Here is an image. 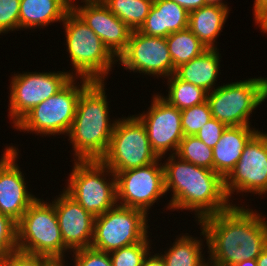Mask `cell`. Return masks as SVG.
<instances>
[{"label": "cell", "mask_w": 267, "mask_h": 266, "mask_svg": "<svg viewBox=\"0 0 267 266\" xmlns=\"http://www.w3.org/2000/svg\"><path fill=\"white\" fill-rule=\"evenodd\" d=\"M104 81H92L80 94L69 140L77 161L101 160L107 152L116 121L109 122Z\"/></svg>", "instance_id": "obj_3"}, {"label": "cell", "mask_w": 267, "mask_h": 266, "mask_svg": "<svg viewBox=\"0 0 267 266\" xmlns=\"http://www.w3.org/2000/svg\"><path fill=\"white\" fill-rule=\"evenodd\" d=\"M158 159L161 158L152 150L145 126L136 116L117 119L109 147L101 159L115 175Z\"/></svg>", "instance_id": "obj_9"}, {"label": "cell", "mask_w": 267, "mask_h": 266, "mask_svg": "<svg viewBox=\"0 0 267 266\" xmlns=\"http://www.w3.org/2000/svg\"><path fill=\"white\" fill-rule=\"evenodd\" d=\"M267 98V78H251L214 87L207 94L212 118L227 126H250L252 111Z\"/></svg>", "instance_id": "obj_6"}, {"label": "cell", "mask_w": 267, "mask_h": 266, "mask_svg": "<svg viewBox=\"0 0 267 266\" xmlns=\"http://www.w3.org/2000/svg\"><path fill=\"white\" fill-rule=\"evenodd\" d=\"M74 255L75 266H112L109 253L93 247L74 250Z\"/></svg>", "instance_id": "obj_33"}, {"label": "cell", "mask_w": 267, "mask_h": 266, "mask_svg": "<svg viewBox=\"0 0 267 266\" xmlns=\"http://www.w3.org/2000/svg\"><path fill=\"white\" fill-rule=\"evenodd\" d=\"M228 8L207 4L189 12L188 28L207 48H216L214 42L228 17Z\"/></svg>", "instance_id": "obj_23"}, {"label": "cell", "mask_w": 267, "mask_h": 266, "mask_svg": "<svg viewBox=\"0 0 267 266\" xmlns=\"http://www.w3.org/2000/svg\"><path fill=\"white\" fill-rule=\"evenodd\" d=\"M83 2H85L84 6L79 5V7L71 3V9L117 58L126 49L132 30L114 15L102 0Z\"/></svg>", "instance_id": "obj_16"}, {"label": "cell", "mask_w": 267, "mask_h": 266, "mask_svg": "<svg viewBox=\"0 0 267 266\" xmlns=\"http://www.w3.org/2000/svg\"><path fill=\"white\" fill-rule=\"evenodd\" d=\"M131 71L170 77L175 73L166 38L153 37L133 30L126 49L117 58Z\"/></svg>", "instance_id": "obj_14"}, {"label": "cell", "mask_w": 267, "mask_h": 266, "mask_svg": "<svg viewBox=\"0 0 267 266\" xmlns=\"http://www.w3.org/2000/svg\"><path fill=\"white\" fill-rule=\"evenodd\" d=\"M142 266H166L161 255L155 254L150 257H145Z\"/></svg>", "instance_id": "obj_38"}, {"label": "cell", "mask_w": 267, "mask_h": 266, "mask_svg": "<svg viewBox=\"0 0 267 266\" xmlns=\"http://www.w3.org/2000/svg\"><path fill=\"white\" fill-rule=\"evenodd\" d=\"M71 3L69 0H21L19 29H33L63 21L71 10Z\"/></svg>", "instance_id": "obj_21"}, {"label": "cell", "mask_w": 267, "mask_h": 266, "mask_svg": "<svg viewBox=\"0 0 267 266\" xmlns=\"http://www.w3.org/2000/svg\"><path fill=\"white\" fill-rule=\"evenodd\" d=\"M64 258H48L44 263L43 266H65Z\"/></svg>", "instance_id": "obj_39"}, {"label": "cell", "mask_w": 267, "mask_h": 266, "mask_svg": "<svg viewBox=\"0 0 267 266\" xmlns=\"http://www.w3.org/2000/svg\"><path fill=\"white\" fill-rule=\"evenodd\" d=\"M202 244L191 236L179 237L164 255L161 254L166 266H204Z\"/></svg>", "instance_id": "obj_25"}, {"label": "cell", "mask_w": 267, "mask_h": 266, "mask_svg": "<svg viewBox=\"0 0 267 266\" xmlns=\"http://www.w3.org/2000/svg\"><path fill=\"white\" fill-rule=\"evenodd\" d=\"M257 131L250 126H227L213 148V170L223 179L234 169L244 146Z\"/></svg>", "instance_id": "obj_20"}, {"label": "cell", "mask_w": 267, "mask_h": 266, "mask_svg": "<svg viewBox=\"0 0 267 266\" xmlns=\"http://www.w3.org/2000/svg\"><path fill=\"white\" fill-rule=\"evenodd\" d=\"M109 10L132 31L139 30L149 14L153 0H102Z\"/></svg>", "instance_id": "obj_26"}, {"label": "cell", "mask_w": 267, "mask_h": 266, "mask_svg": "<svg viewBox=\"0 0 267 266\" xmlns=\"http://www.w3.org/2000/svg\"><path fill=\"white\" fill-rule=\"evenodd\" d=\"M206 4L228 7L227 4L225 5L222 0H206Z\"/></svg>", "instance_id": "obj_42"}, {"label": "cell", "mask_w": 267, "mask_h": 266, "mask_svg": "<svg viewBox=\"0 0 267 266\" xmlns=\"http://www.w3.org/2000/svg\"><path fill=\"white\" fill-rule=\"evenodd\" d=\"M17 223L0 213V262L17 250Z\"/></svg>", "instance_id": "obj_31"}, {"label": "cell", "mask_w": 267, "mask_h": 266, "mask_svg": "<svg viewBox=\"0 0 267 266\" xmlns=\"http://www.w3.org/2000/svg\"><path fill=\"white\" fill-rule=\"evenodd\" d=\"M168 79V96L163 99L177 109L183 110L207 101L208 92L203 88L180 80L174 74Z\"/></svg>", "instance_id": "obj_27"}, {"label": "cell", "mask_w": 267, "mask_h": 266, "mask_svg": "<svg viewBox=\"0 0 267 266\" xmlns=\"http://www.w3.org/2000/svg\"><path fill=\"white\" fill-rule=\"evenodd\" d=\"M177 158L171 154L163 165L166 193L169 188L173 192L167 208L195 210L200 221L233 205H230L224 179L219 174Z\"/></svg>", "instance_id": "obj_2"}, {"label": "cell", "mask_w": 267, "mask_h": 266, "mask_svg": "<svg viewBox=\"0 0 267 266\" xmlns=\"http://www.w3.org/2000/svg\"><path fill=\"white\" fill-rule=\"evenodd\" d=\"M69 57L77 76L91 81H104L115 56L71 9L63 20Z\"/></svg>", "instance_id": "obj_4"}, {"label": "cell", "mask_w": 267, "mask_h": 266, "mask_svg": "<svg viewBox=\"0 0 267 266\" xmlns=\"http://www.w3.org/2000/svg\"><path fill=\"white\" fill-rule=\"evenodd\" d=\"M198 222L210 250L208 261L215 266L257 259L267 246V221L243 206L232 205Z\"/></svg>", "instance_id": "obj_1"}, {"label": "cell", "mask_w": 267, "mask_h": 266, "mask_svg": "<svg viewBox=\"0 0 267 266\" xmlns=\"http://www.w3.org/2000/svg\"><path fill=\"white\" fill-rule=\"evenodd\" d=\"M166 42L174 69L208 49L189 28L169 34Z\"/></svg>", "instance_id": "obj_24"}, {"label": "cell", "mask_w": 267, "mask_h": 266, "mask_svg": "<svg viewBox=\"0 0 267 266\" xmlns=\"http://www.w3.org/2000/svg\"><path fill=\"white\" fill-rule=\"evenodd\" d=\"M227 125L219 120L212 118L198 131L195 135L198 139L204 142L208 147L214 148L220 140Z\"/></svg>", "instance_id": "obj_34"}, {"label": "cell", "mask_w": 267, "mask_h": 266, "mask_svg": "<svg viewBox=\"0 0 267 266\" xmlns=\"http://www.w3.org/2000/svg\"><path fill=\"white\" fill-rule=\"evenodd\" d=\"M153 162L147 166L132 168L116 174L117 203L135 208L147 214L149 207L165 195L163 164Z\"/></svg>", "instance_id": "obj_11"}, {"label": "cell", "mask_w": 267, "mask_h": 266, "mask_svg": "<svg viewBox=\"0 0 267 266\" xmlns=\"http://www.w3.org/2000/svg\"><path fill=\"white\" fill-rule=\"evenodd\" d=\"M36 199L17 222V249L23 252L63 258L64 244L52 203Z\"/></svg>", "instance_id": "obj_5"}, {"label": "cell", "mask_w": 267, "mask_h": 266, "mask_svg": "<svg viewBox=\"0 0 267 266\" xmlns=\"http://www.w3.org/2000/svg\"><path fill=\"white\" fill-rule=\"evenodd\" d=\"M5 150L0 159V213L17 223L37 198L26 189L24 176L15 162L17 149L9 146Z\"/></svg>", "instance_id": "obj_17"}, {"label": "cell", "mask_w": 267, "mask_h": 266, "mask_svg": "<svg viewBox=\"0 0 267 266\" xmlns=\"http://www.w3.org/2000/svg\"><path fill=\"white\" fill-rule=\"evenodd\" d=\"M147 214L139 209L115 205L95 217L91 247L110 253L146 239Z\"/></svg>", "instance_id": "obj_10"}, {"label": "cell", "mask_w": 267, "mask_h": 266, "mask_svg": "<svg viewBox=\"0 0 267 266\" xmlns=\"http://www.w3.org/2000/svg\"><path fill=\"white\" fill-rule=\"evenodd\" d=\"M145 126L152 150L159 158L173 150L175 154L184 134L181 110L169 104L161 95H155L147 114L136 116Z\"/></svg>", "instance_id": "obj_15"}, {"label": "cell", "mask_w": 267, "mask_h": 266, "mask_svg": "<svg viewBox=\"0 0 267 266\" xmlns=\"http://www.w3.org/2000/svg\"><path fill=\"white\" fill-rule=\"evenodd\" d=\"M73 77L55 95L36 105L16 125V129L42 135L68 134L76 114L81 92L92 82L82 78L81 86ZM75 85V86H74ZM80 86V87H79Z\"/></svg>", "instance_id": "obj_8"}, {"label": "cell", "mask_w": 267, "mask_h": 266, "mask_svg": "<svg viewBox=\"0 0 267 266\" xmlns=\"http://www.w3.org/2000/svg\"><path fill=\"white\" fill-rule=\"evenodd\" d=\"M253 13L255 23L260 26L267 19V0H255Z\"/></svg>", "instance_id": "obj_36"}, {"label": "cell", "mask_w": 267, "mask_h": 266, "mask_svg": "<svg viewBox=\"0 0 267 266\" xmlns=\"http://www.w3.org/2000/svg\"><path fill=\"white\" fill-rule=\"evenodd\" d=\"M212 119L208 102L181 110V127L184 136H195Z\"/></svg>", "instance_id": "obj_30"}, {"label": "cell", "mask_w": 267, "mask_h": 266, "mask_svg": "<svg viewBox=\"0 0 267 266\" xmlns=\"http://www.w3.org/2000/svg\"><path fill=\"white\" fill-rule=\"evenodd\" d=\"M14 75L9 100V114L14 126L36 105L55 95L73 78V73L68 72H26Z\"/></svg>", "instance_id": "obj_12"}, {"label": "cell", "mask_w": 267, "mask_h": 266, "mask_svg": "<svg viewBox=\"0 0 267 266\" xmlns=\"http://www.w3.org/2000/svg\"><path fill=\"white\" fill-rule=\"evenodd\" d=\"M256 261L257 266H267V246L263 249Z\"/></svg>", "instance_id": "obj_40"}, {"label": "cell", "mask_w": 267, "mask_h": 266, "mask_svg": "<svg viewBox=\"0 0 267 266\" xmlns=\"http://www.w3.org/2000/svg\"><path fill=\"white\" fill-rule=\"evenodd\" d=\"M21 0H0V34L19 29Z\"/></svg>", "instance_id": "obj_32"}, {"label": "cell", "mask_w": 267, "mask_h": 266, "mask_svg": "<svg viewBox=\"0 0 267 266\" xmlns=\"http://www.w3.org/2000/svg\"><path fill=\"white\" fill-rule=\"evenodd\" d=\"M175 155L196 166L213 170V149L196 136H184Z\"/></svg>", "instance_id": "obj_28"}, {"label": "cell", "mask_w": 267, "mask_h": 266, "mask_svg": "<svg viewBox=\"0 0 267 266\" xmlns=\"http://www.w3.org/2000/svg\"><path fill=\"white\" fill-rule=\"evenodd\" d=\"M204 266H215V265H213V264L207 262Z\"/></svg>", "instance_id": "obj_44"}, {"label": "cell", "mask_w": 267, "mask_h": 266, "mask_svg": "<svg viewBox=\"0 0 267 266\" xmlns=\"http://www.w3.org/2000/svg\"><path fill=\"white\" fill-rule=\"evenodd\" d=\"M189 12L171 0H153L149 14L139 31L145 35L166 38L188 28Z\"/></svg>", "instance_id": "obj_19"}, {"label": "cell", "mask_w": 267, "mask_h": 266, "mask_svg": "<svg viewBox=\"0 0 267 266\" xmlns=\"http://www.w3.org/2000/svg\"><path fill=\"white\" fill-rule=\"evenodd\" d=\"M176 2L179 6L191 12L195 9H199L202 6L207 5L206 0H171Z\"/></svg>", "instance_id": "obj_37"}, {"label": "cell", "mask_w": 267, "mask_h": 266, "mask_svg": "<svg viewBox=\"0 0 267 266\" xmlns=\"http://www.w3.org/2000/svg\"><path fill=\"white\" fill-rule=\"evenodd\" d=\"M46 256L31 254L20 250L10 253L0 262V266H43Z\"/></svg>", "instance_id": "obj_35"}, {"label": "cell", "mask_w": 267, "mask_h": 266, "mask_svg": "<svg viewBox=\"0 0 267 266\" xmlns=\"http://www.w3.org/2000/svg\"><path fill=\"white\" fill-rule=\"evenodd\" d=\"M104 172L112 174L111 182ZM68 181L64 191L94 217L117 204L116 175L101 160L75 161Z\"/></svg>", "instance_id": "obj_7"}, {"label": "cell", "mask_w": 267, "mask_h": 266, "mask_svg": "<svg viewBox=\"0 0 267 266\" xmlns=\"http://www.w3.org/2000/svg\"><path fill=\"white\" fill-rule=\"evenodd\" d=\"M217 48H208L198 57L175 69L174 75L183 81L189 82L212 92V86L218 78L220 58Z\"/></svg>", "instance_id": "obj_22"}, {"label": "cell", "mask_w": 267, "mask_h": 266, "mask_svg": "<svg viewBox=\"0 0 267 266\" xmlns=\"http://www.w3.org/2000/svg\"><path fill=\"white\" fill-rule=\"evenodd\" d=\"M233 266H257V261L256 259L243 260L241 262L236 263Z\"/></svg>", "instance_id": "obj_41"}, {"label": "cell", "mask_w": 267, "mask_h": 266, "mask_svg": "<svg viewBox=\"0 0 267 266\" xmlns=\"http://www.w3.org/2000/svg\"><path fill=\"white\" fill-rule=\"evenodd\" d=\"M54 205L64 244L74 250L91 247L95 217L64 190Z\"/></svg>", "instance_id": "obj_18"}, {"label": "cell", "mask_w": 267, "mask_h": 266, "mask_svg": "<svg viewBox=\"0 0 267 266\" xmlns=\"http://www.w3.org/2000/svg\"><path fill=\"white\" fill-rule=\"evenodd\" d=\"M259 28H261L262 31L267 33V19L260 25Z\"/></svg>", "instance_id": "obj_43"}, {"label": "cell", "mask_w": 267, "mask_h": 266, "mask_svg": "<svg viewBox=\"0 0 267 266\" xmlns=\"http://www.w3.org/2000/svg\"><path fill=\"white\" fill-rule=\"evenodd\" d=\"M228 199L235 192H267V134L257 131L246 143L234 169L224 179Z\"/></svg>", "instance_id": "obj_13"}, {"label": "cell", "mask_w": 267, "mask_h": 266, "mask_svg": "<svg viewBox=\"0 0 267 266\" xmlns=\"http://www.w3.org/2000/svg\"><path fill=\"white\" fill-rule=\"evenodd\" d=\"M149 245L146 238L139 243L110 252L112 266H142L145 257L149 255Z\"/></svg>", "instance_id": "obj_29"}]
</instances>
